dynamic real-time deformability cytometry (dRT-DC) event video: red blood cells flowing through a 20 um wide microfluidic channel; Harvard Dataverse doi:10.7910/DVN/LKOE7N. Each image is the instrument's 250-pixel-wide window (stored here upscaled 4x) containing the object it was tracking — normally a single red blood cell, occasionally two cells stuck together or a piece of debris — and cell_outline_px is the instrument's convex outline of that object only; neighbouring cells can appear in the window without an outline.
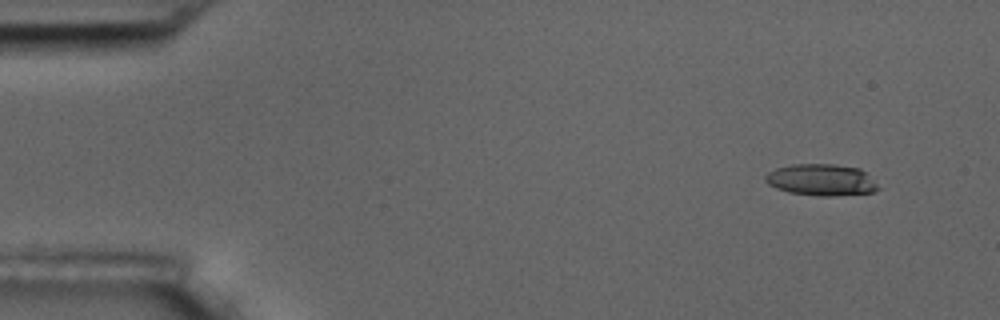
{"species": "common noctule bat (a hibernating species)", "species_latin": "Nyctalus noctula", "temperature_condition": "room temperature", "stored_images_in_passage": 6, "camera_frame_rate_fps": 3000, "um_per_image_px": 0.085, "animal": {"sex": "male", "body_mass_g": 17.5, "forearm_length_mm": 52.3}, "frame": {"image": 1, "passage_image": 1, "time_ms": 0.0, "image_size_px": [1000, 320], "cell_outline_px": [[880, 188], [872, 192], [832, 196], [816, 196], [788, 192], [776, 188], [768, 184], [764, 180], [764, 176], [768, 172], [776, 168], [792, 164], [836, 164], [860, 168]], "centroid_in_image_um": [69.76, 15.29], "position_along_channel_um": 15.2, "area_um2": 20.75}}
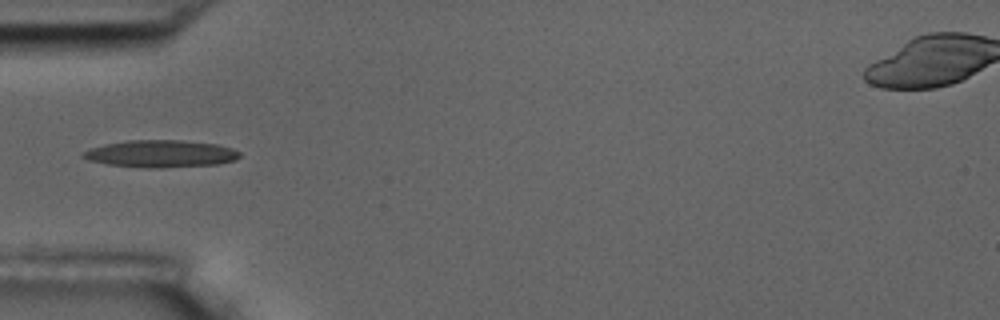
{"frame": {"image": 2, "passage_image": 5, "time_ms": 4.667, "image_size_px": [1000, 320], "cell_outline_px": [[240, 156], [236, 160], [220, 164], [160, 168], [148, 168], [108, 164], [88, 160], [80, 156], [80, 152], [104, 144], [128, 140], [184, 140], [216, 144], [232, 148], [240, 152]], "centroid_in_image_um": [13.67, 13.07], "position_along_channel_um": 71.3, "area_um2": 25.03}}